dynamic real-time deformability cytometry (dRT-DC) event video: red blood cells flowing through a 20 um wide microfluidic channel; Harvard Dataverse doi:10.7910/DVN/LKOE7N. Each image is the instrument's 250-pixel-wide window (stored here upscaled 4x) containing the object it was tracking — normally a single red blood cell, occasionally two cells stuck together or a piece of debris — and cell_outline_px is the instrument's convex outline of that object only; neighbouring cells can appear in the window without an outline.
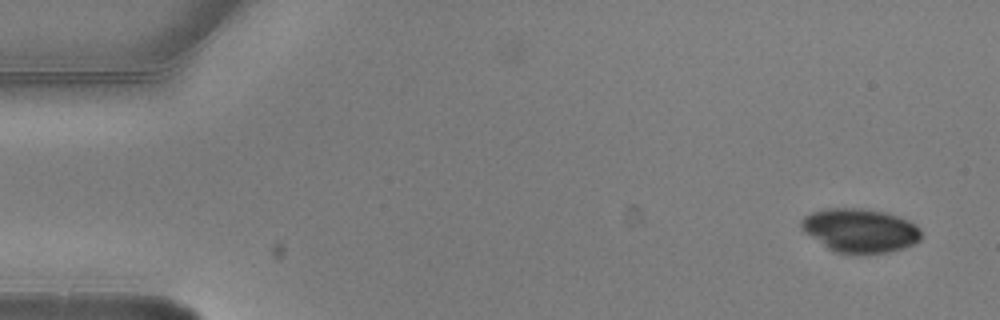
{"species": "common noctule bat (a hibernating species)", "species_latin": "Nyctalus noctula", "temperature_condition": "warm", "stored_images_in_passage": 4, "camera_frame_rate_fps": 3000, "um_per_image_px": 0.085, "animal": {"sex": "male", "body_mass_g": 20.5, "forearm_length_mm": 52.5}, "frame": {"image": 1, "passage_image": 1, "time_ms": 0.0, "image_size_px": [1000, 320], "cell_outline_px": [[920, 240], [904, 248], [888, 252], [864, 256], [836, 252], [828, 248], [804, 232], [800, 228], [800, 220], [804, 216], [812, 212], [824, 208], [860, 208], [884, 212], [908, 220], [916, 224], [920, 228]], "centroid_in_image_um": [73.08, 19.61], "position_along_channel_um": 11.9, "area_um2": 31.04}}